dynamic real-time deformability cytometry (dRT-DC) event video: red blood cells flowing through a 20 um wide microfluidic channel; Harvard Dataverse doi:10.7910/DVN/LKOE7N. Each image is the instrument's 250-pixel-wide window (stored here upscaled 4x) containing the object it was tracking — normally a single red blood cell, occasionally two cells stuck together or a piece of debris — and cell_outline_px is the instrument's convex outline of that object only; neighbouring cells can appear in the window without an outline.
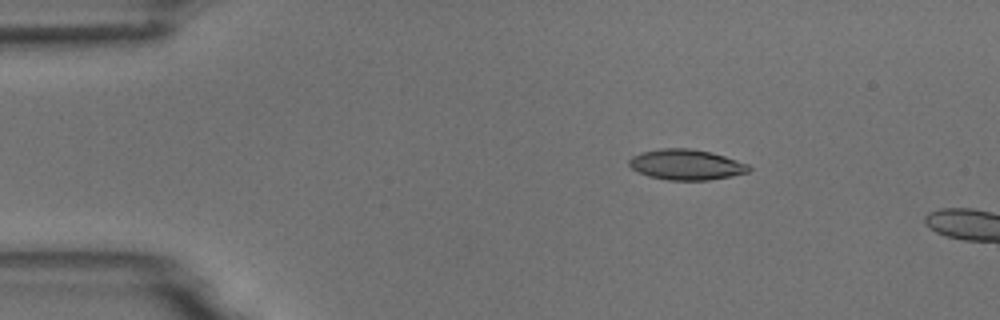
{"species": "common noctule bat (a hibernating species)", "species_latin": "Nyctalus noctula", "temperature_condition": "room temperature", "stored_images_in_passage": 4, "camera_frame_rate_fps": 3000, "um_per_image_px": 0.085, "animal": {"sex": "male", "body_mass_g": 18.8}, "frame": {"image": 1, "passage_image": 3, "time_ms": 2.333, "image_size_px": [1000, 320], "cell_outline_px": [[752, 168], [748, 172], [732, 176], [708, 180], [668, 180], [648, 176], [632, 168], [628, 164], [628, 160], [632, 156], [640, 152], [660, 148], [688, 148], [712, 152], [748, 164]], "centroid_in_image_um": [58.32, 13.99], "position_along_channel_um": 26.7, "area_um2": 21.33}}